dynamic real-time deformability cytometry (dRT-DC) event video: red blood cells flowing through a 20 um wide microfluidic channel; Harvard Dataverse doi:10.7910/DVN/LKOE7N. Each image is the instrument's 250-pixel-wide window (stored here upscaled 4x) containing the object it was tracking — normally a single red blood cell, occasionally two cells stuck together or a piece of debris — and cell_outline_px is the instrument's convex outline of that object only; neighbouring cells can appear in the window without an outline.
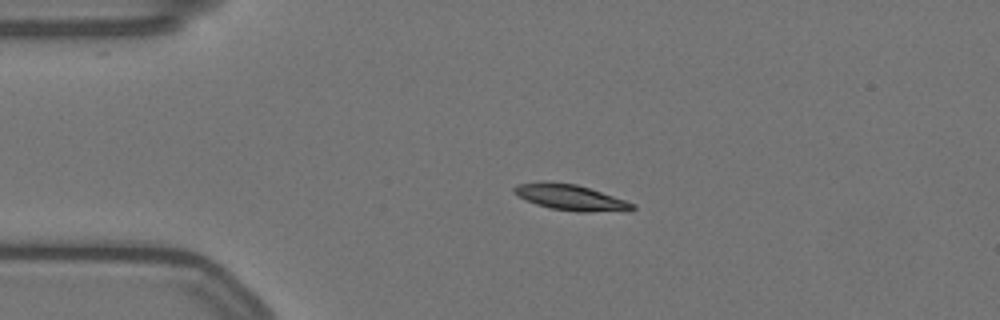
{"species": "Egyptian fruit bat (a non-hibernating species)", "species_latin": "Rousettus aegyptiacus", "temperature_condition": "warm", "stored_images_in_passage": 46, "camera_frame_rate_fps": 3000, "um_per_image_px": 0.085, "animal": {"sex": "female"}, "frame": {"image": 1, "passage_image": 1, "time_ms": 0.0, "image_size_px": [1000, 320], "cell_outline_px": [[636, 208], [632, 212], [580, 212], [548, 208], [536, 204], [512, 192], [512, 188], [520, 184], [540, 180], [544, 180], [576, 184], [636, 204]], "centroid_in_image_um": [48.54, 16.79], "position_along_channel_um": 36.5, "area_um2": 18.03}}
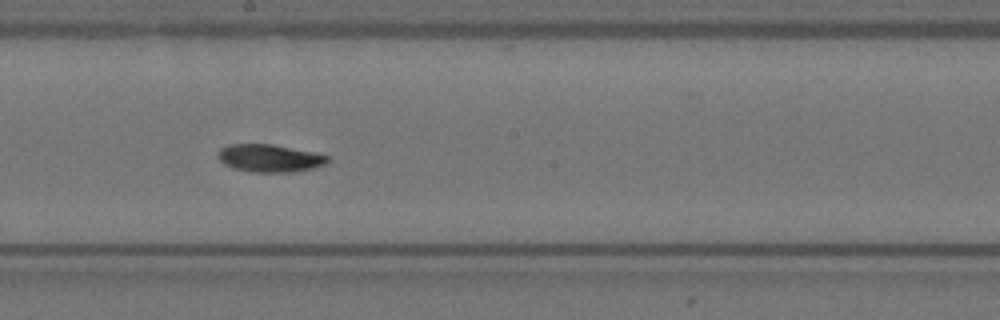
{"frame": {"image": 2, "passage_image": 20, "time_ms": 6.333, "image_size_px": [1000, 320], "cell_outline_px": [[328, 160], [324, 164], [312, 168], [292, 172], [252, 172], [232, 168], [224, 164], [216, 156], [216, 152], [220, 148], [228, 144], [272, 144], [316, 152], [328, 156]], "centroid_in_image_um": [22.86, 13.43], "position_along_channel_um": 225.3, "area_um2": 17.8}}
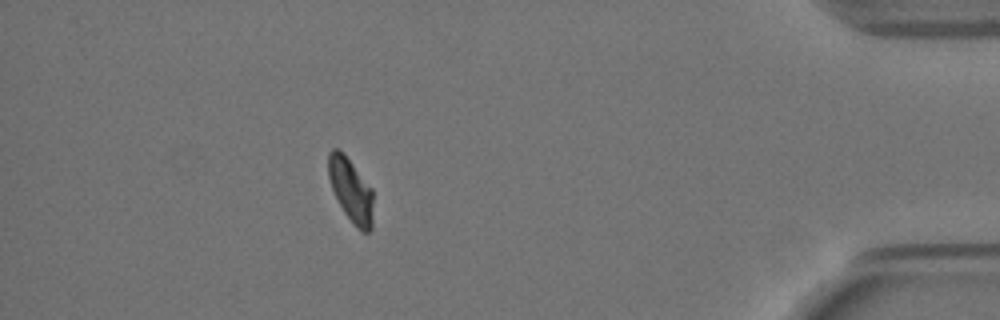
{"frame": {"image": 3, "passage_image": 40, "time_ms": 13.0, "image_size_px": [1000, 320], "cell_outline_px": [[372, 228], [368, 232], [360, 232], [356, 228], [344, 212], [332, 188], [328, 176], [328, 152], [332, 148], [336, 148], [344, 152], [372, 188]], "centroid_in_image_um": [29.82, 16.14], "position_along_channel_um": 405.4, "area_um2": 16.7}, "authors_computed_cell_mechanics": {"area_um2": 17.3978, "velocity_mm_per_s": 3.4865, "shape_relaxation_time_tau1_ms": 3.7908, "shape_relaxation_time_tau2_ms": null, "deformation_change_tau1": 0.1314, "deformation_change_tau2": null}}